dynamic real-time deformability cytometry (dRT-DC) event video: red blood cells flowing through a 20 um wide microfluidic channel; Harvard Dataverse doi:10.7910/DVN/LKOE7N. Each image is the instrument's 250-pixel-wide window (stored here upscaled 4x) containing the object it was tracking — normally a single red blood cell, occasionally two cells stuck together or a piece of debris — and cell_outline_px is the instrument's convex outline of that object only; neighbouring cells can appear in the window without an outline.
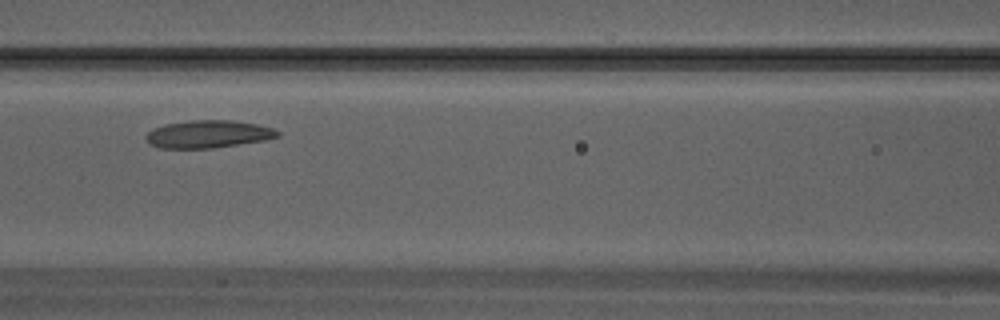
{"species": "Egyptian fruit bat (a non-hibernating species)", "species_latin": "Rousettus aegyptiacus", "temperature_condition": "warm", "stored_images_in_passage": 18, "camera_frame_rate_fps": 3000, "um_per_image_px": 0.085, "animal": {"sex": "male"}, "frame": {"image": 1, "passage_image": 9, "time_ms": 2.667, "image_size_px": [1000, 320], "cell_outline_px": [[280, 136], [264, 140], [212, 148], [160, 148], [148, 144], [144, 136], [152, 128], [164, 124], [192, 120], [232, 120], [256, 124], [272, 128], [280, 132]], "centroid_in_image_um": [17.64, 11.4], "position_along_channel_um": 149.0, "area_um2": 21.21}}
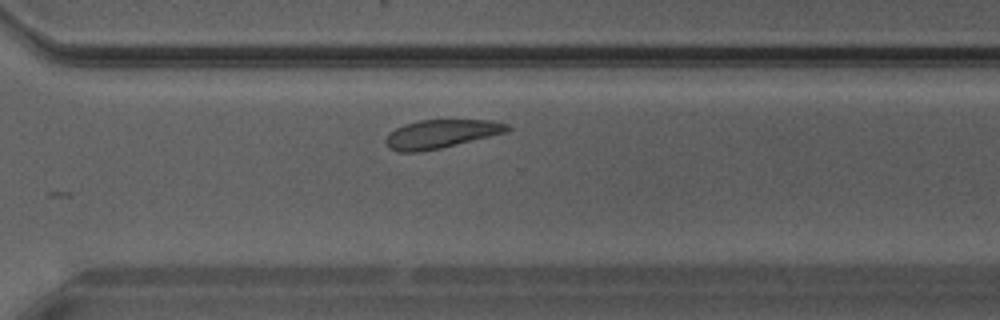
{"frame": {"image": 2, "passage_image": 18, "time_ms": 5.667, "image_size_px": [1000, 320], "cell_outline_px": [[512, 128], [508, 132], [440, 148], [420, 152], [396, 152], [388, 148], [384, 140], [396, 128], [404, 124], [420, 120], [492, 120], [508, 124]], "centroid_in_image_um": [37.5, 11.39], "position_along_channel_um": 333.1, "area_um2": 20.23}}